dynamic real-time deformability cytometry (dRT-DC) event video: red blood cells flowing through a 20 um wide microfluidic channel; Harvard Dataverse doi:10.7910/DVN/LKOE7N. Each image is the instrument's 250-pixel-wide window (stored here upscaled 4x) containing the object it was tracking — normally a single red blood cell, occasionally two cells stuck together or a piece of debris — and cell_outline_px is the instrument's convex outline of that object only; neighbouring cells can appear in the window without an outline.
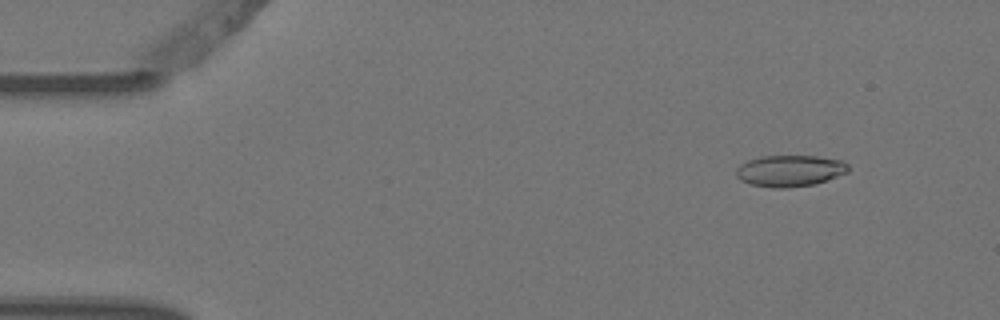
{"species": "Egyptian fruit bat (a non-hibernating species)", "species_latin": "Rousettus aegyptiacus", "temperature_condition": "warm", "stored_images_in_passage": 5, "camera_frame_rate_fps": 3000, "um_per_image_px": 0.085, "animal": {"sex": "female"}, "frame": {"image": 1, "passage_image": 1, "time_ms": 0.0, "image_size_px": [1000, 320], "cell_outline_px": [[848, 172], [816, 184], [788, 188], [772, 188], [752, 184], [740, 180], [736, 176], [736, 168], [740, 164], [748, 160], [760, 156], [816, 156], [844, 160], [848, 164]], "centroid_in_image_um": [67.14, 14.51], "position_along_channel_um": 17.9, "area_um2": 20.69}}
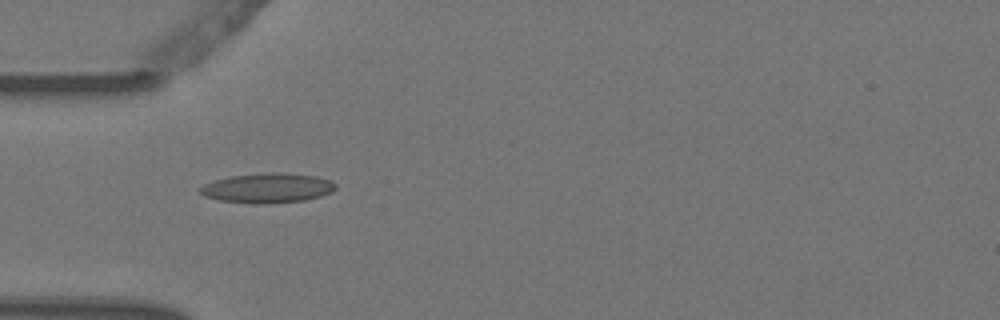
{"frame": {"image": 2, "passage_image": 4, "time_ms": 1.0, "image_size_px": [1000, 320], "cell_outline_px": [[336, 188], [332, 192], [320, 196], [304, 200], [264, 204], [252, 204], [220, 200], [204, 196], [200, 192], [200, 188], [204, 184], [216, 180], [232, 176], [272, 172], [280, 172], [316, 176], [332, 180], [336, 184]], "centroid_in_image_um": [22.77, 15.98], "position_along_channel_um": 62.2, "area_um2": 23.41}}
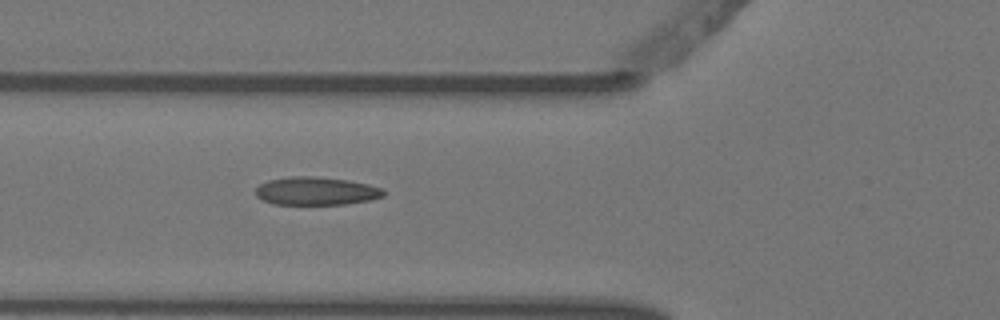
{"frame": {"image": 3, "passage_image": 5, "time_ms": 1.333, "image_size_px": [1000, 320], "cell_outline_px": [[384, 196], [368, 200], [344, 204], [272, 204], [260, 200], [256, 196], [256, 188], [260, 184], [268, 180], [292, 176], [312, 176], [348, 180], [368, 184], [384, 188]], "centroid_in_image_um": [26.85, 16.24], "position_along_channel_um": 99.0, "area_um2": 20.98}}